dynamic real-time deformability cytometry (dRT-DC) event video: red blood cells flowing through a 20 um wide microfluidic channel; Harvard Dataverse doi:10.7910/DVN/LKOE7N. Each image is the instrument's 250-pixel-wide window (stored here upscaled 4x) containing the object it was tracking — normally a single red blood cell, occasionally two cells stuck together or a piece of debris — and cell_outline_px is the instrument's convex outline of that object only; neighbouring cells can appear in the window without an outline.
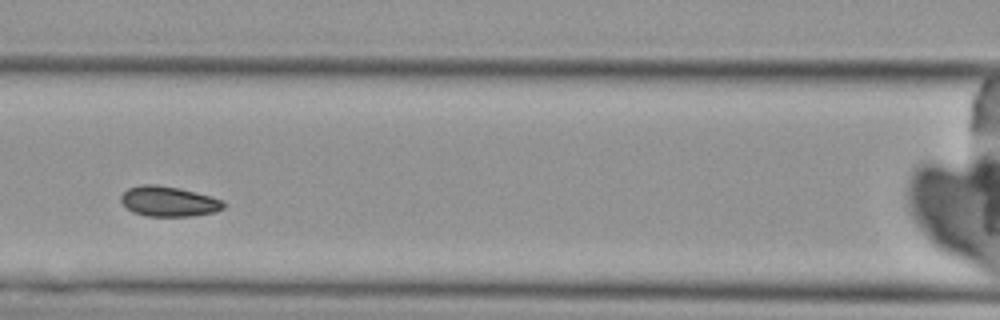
{"species": "Egyptian fruit bat (a non-hibernating species)", "species_latin": "Rousettus aegyptiacus", "temperature_condition": "cold", "stored_images_in_passage": 3, "camera_frame_rate_fps": 3000, "um_per_image_px": 0.085, "animal": {"sex": "female"}, "frame": {"image": 1, "passage_image": 3, "time_ms": 2.333, "image_size_px": [1000, 320], "cell_outline_px": [[224, 208], [216, 212], [192, 216], [148, 216], [132, 212], [120, 200], [120, 196], [128, 188], [140, 184], [156, 184], [180, 188], [212, 196], [224, 200]], "centroid_in_image_um": [14.36, 17.11], "position_along_channel_um": 152.2, "area_um2": 18.21}}